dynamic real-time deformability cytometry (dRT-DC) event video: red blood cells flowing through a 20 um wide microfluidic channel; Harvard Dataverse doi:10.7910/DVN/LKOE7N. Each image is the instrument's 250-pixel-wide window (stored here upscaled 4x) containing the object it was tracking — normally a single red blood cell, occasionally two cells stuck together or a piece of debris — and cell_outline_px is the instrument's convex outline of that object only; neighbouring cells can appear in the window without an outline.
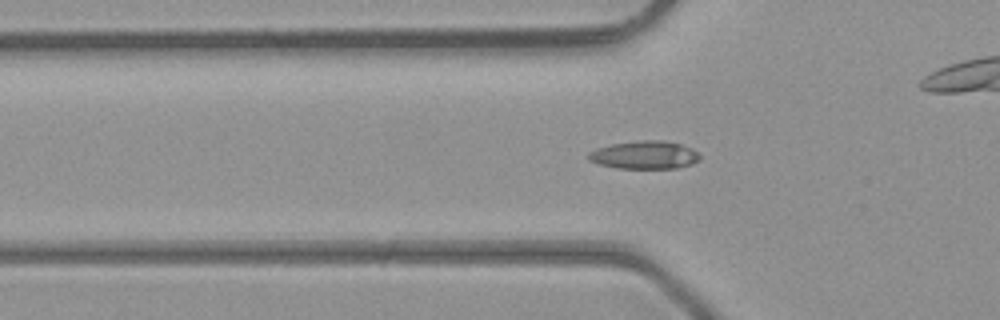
{"species": "common noctule bat (a hibernating species)", "species_latin": "Nyctalus noctula", "temperature_condition": "room temperature", "stored_images_in_passage": 43, "camera_frame_rate_fps": 3000, "um_per_image_px": 0.085, "animal": {"sex": "male", "body_mass_g": 23.1, "forearm_length_mm": 52.7}, "frame": {"image": 1, "passage_image": 11, "time_ms": 3.333, "image_size_px": [1000, 320], "cell_outline_px": [[700, 160], [692, 164], [676, 168], [616, 168], [596, 164], [588, 160], [588, 152], [596, 148], [612, 144], [640, 140], [664, 140], [680, 144], [692, 148], [700, 156]], "centroid_in_image_um": [54.76, 13.17], "position_along_channel_um": 71.0, "area_um2": 18.32}}
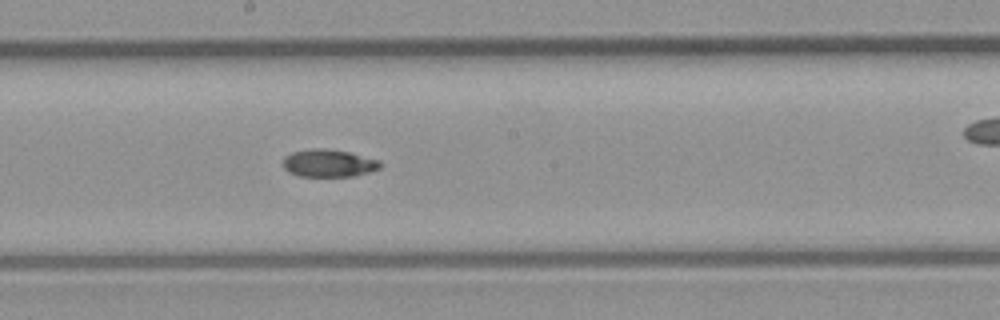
{"frame": {"image": 2, "passage_image": 21, "time_ms": 6.667, "image_size_px": [1000, 320], "cell_outline_px": [[384, 164], [380, 168], [368, 172], [352, 176], [300, 176], [288, 172], [284, 168], [284, 156], [292, 152], [312, 148], [324, 148], [352, 152], [380, 160]], "centroid_in_image_um": [27.97, 13.85], "position_along_channel_um": 220.2, "area_um2": 15.78}}
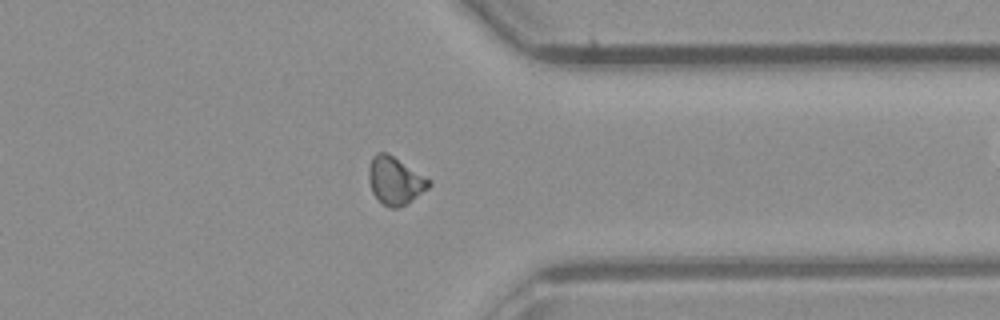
{"frame": {"image": 3, "passage_image": 32, "time_ms": 10.333, "image_size_px": [1000, 320], "cell_outline_px": [[432, 184], [428, 188], [404, 204], [396, 208], [388, 208], [372, 192], [368, 180], [368, 168], [372, 156], [376, 152], [384, 152], [392, 156], [432, 180]], "centroid_in_image_um": [33.56, 15.34], "position_along_channel_um": 377.8, "area_um2": 16.42}, "authors_computed_cell_mechanics": {"area_um2": 16.7042, "velocity_mm_per_s": 4.4336, "shape_relaxation_time_tau1_ms": 10.3157, "shape_relaxation_time_tau2_ms": 1.9035, "deformation_change_tau1": 0.1998, "deformation_change_tau2": 0.0621}}